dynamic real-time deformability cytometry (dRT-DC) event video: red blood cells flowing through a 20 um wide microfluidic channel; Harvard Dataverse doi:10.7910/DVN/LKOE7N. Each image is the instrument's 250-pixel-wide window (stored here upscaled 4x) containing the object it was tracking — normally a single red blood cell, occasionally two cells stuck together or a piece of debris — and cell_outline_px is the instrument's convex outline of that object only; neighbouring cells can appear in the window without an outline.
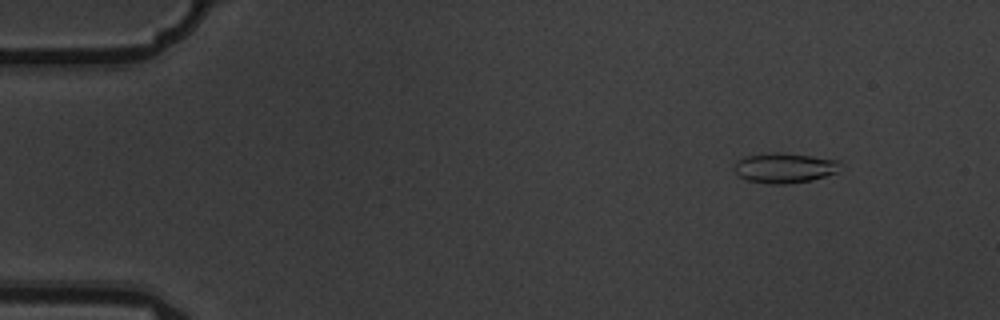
{"species": "common noctule bat (a hibernating species)", "species_latin": "Nyctalus noctula", "temperature_condition": "warm", "stored_images_in_passage": 4, "camera_frame_rate_fps": 3000, "um_per_image_px": 0.085, "animal": {"sex": "male", "body_mass_g": 19.5, "forearm_length_mm": 54.6}, "frame": {"image": 1, "passage_image": 1, "time_ms": 0.0, "image_size_px": [1000, 320], "cell_outline_px": [[840, 164], [836, 172], [812, 180], [788, 184], [768, 184], [748, 180], [736, 176], [732, 168], [736, 160], [744, 156], [772, 152], [784, 152], [840, 160]], "centroid_in_image_um": [66.61, 14.26], "position_along_channel_um": 18.4, "area_um2": 18.9}}